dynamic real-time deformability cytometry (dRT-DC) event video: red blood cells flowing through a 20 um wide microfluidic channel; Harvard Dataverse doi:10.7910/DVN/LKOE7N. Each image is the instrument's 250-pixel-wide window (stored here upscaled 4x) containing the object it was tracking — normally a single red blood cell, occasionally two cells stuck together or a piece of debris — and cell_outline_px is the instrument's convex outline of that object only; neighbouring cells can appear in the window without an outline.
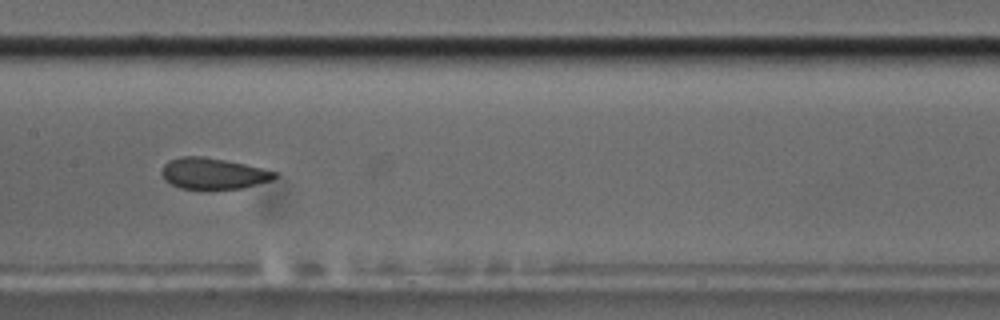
{"species": "common noctule bat (a hibernating species)", "species_latin": "Nyctalus noctula", "temperature_condition": "cold", "stored_images_in_passage": 20, "camera_frame_rate_fps": 3000, "um_per_image_px": 0.085, "animal": {"sex": "male", "body_mass_g": 17.5, "forearm_length_mm": 52.3}, "frame": {"image": 1, "passage_image": 17, "time_ms": 5.333, "image_size_px": [1000, 320], "cell_outline_px": [[276, 176], [272, 180], [240, 188], [204, 192], [200, 192], [180, 188], [164, 180], [160, 172], [164, 164], [168, 160], [180, 156], [204, 156], [244, 164], [276, 172]], "centroid_in_image_um": [18.03, 14.79], "position_along_channel_um": 189.4, "area_um2": 21.1}}